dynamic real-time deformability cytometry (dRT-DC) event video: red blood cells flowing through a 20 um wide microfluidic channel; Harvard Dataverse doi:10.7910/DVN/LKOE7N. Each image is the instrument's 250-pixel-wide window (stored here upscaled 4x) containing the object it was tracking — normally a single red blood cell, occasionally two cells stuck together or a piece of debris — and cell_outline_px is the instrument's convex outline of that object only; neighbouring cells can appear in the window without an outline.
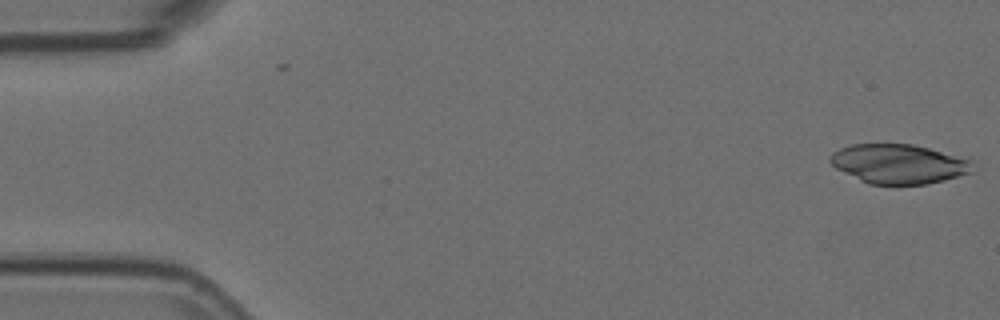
{"species": "Egyptian fruit bat (a non-hibernating species)", "species_latin": "Rousettus aegyptiacus", "temperature_condition": "room temperature", "stored_images_in_passage": 53, "camera_frame_rate_fps": 3000, "um_per_image_px": 0.085, "animal": {"sex": "female"}, "frame": {"image": 1, "passage_image": 1, "time_ms": 0.0, "image_size_px": [1000, 320], "cell_outline_px": [[968, 172], [944, 180], [924, 184], [868, 184], [836, 168], [828, 160], [832, 152], [840, 148], [852, 144], [912, 144], [928, 148], [968, 160]], "centroid_in_image_um": [76.25, 13.92], "position_along_channel_um": 8.8, "area_um2": 31.79}}